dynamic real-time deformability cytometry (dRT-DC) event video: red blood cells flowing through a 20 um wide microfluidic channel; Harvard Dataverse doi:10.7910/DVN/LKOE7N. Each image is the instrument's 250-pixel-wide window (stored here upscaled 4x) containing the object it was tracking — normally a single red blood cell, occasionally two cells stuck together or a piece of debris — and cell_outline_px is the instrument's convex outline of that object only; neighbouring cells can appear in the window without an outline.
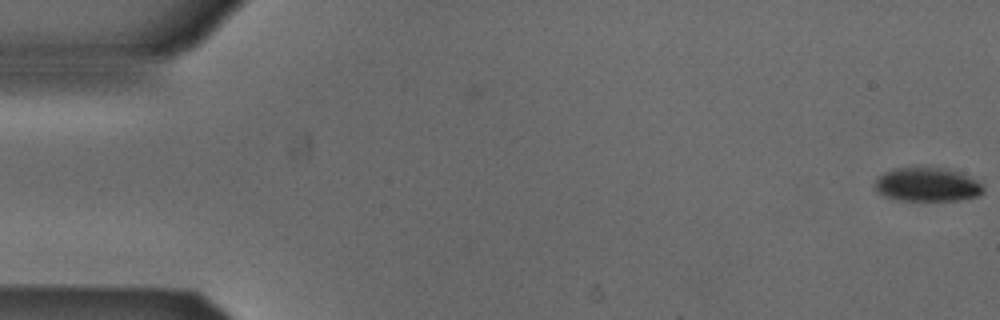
{"species": "Egyptian fruit bat (a non-hibernating species)", "species_latin": "Rousettus aegyptiacus", "temperature_condition": "cold", "stored_images_in_passage": 5, "camera_frame_rate_fps": 3000, "um_per_image_px": 0.085, "animal": {"sex": "male"}, "frame": {"image": 1, "passage_image": 1, "time_ms": 0.0, "image_size_px": [1000, 320], "cell_outline_px": [[984, 192], [980, 196], [956, 200], [904, 200], [884, 196], [876, 192], [876, 180], [884, 172], [892, 168], [948, 168], [960, 172], [984, 184]], "centroid_in_image_um": [78.86, 15.69], "position_along_channel_um": 6.1, "area_um2": 21.33}}
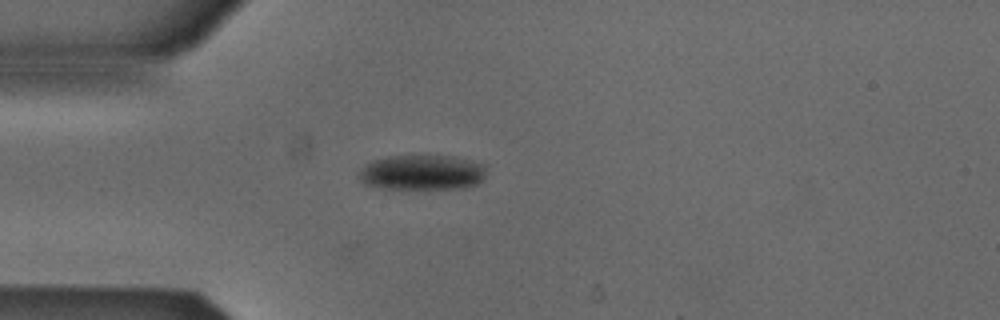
{"frame": {"image": 2, "passage_image": 5, "time_ms": 1.333, "image_size_px": [1000, 320], "cell_outline_px": [[484, 176], [476, 184], [468, 188], [380, 188], [364, 184], [356, 176], [372, 160], [388, 156], [452, 156], [484, 164]], "centroid_in_image_um": [35.85, 14.66], "position_along_channel_um": 49.1, "area_um2": 25.78}}